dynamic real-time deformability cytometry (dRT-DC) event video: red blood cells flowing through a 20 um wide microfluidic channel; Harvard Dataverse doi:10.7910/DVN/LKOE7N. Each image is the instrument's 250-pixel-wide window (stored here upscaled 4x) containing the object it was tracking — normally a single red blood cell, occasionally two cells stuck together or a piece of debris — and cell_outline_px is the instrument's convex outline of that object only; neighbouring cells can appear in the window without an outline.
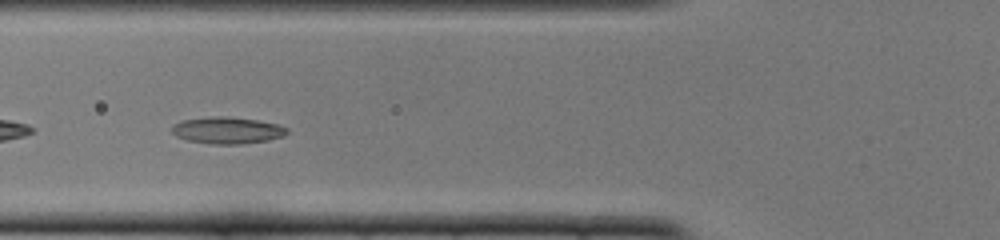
{"species": "common noctule bat (a hibernating species)", "species_latin": "Nyctalus noctula", "temperature_condition": "cold", "stored_images_in_passage": 47, "camera_frame_rate_fps": 3000, "um_per_image_px": 0.085, "animal": {"sex": "female", "body_mass_g": 22.0, "forearm_length_mm": 56.7}, "frame": {"image": 1, "passage_image": 15, "time_ms": 4.667, "image_size_px": [1000, 240], "cell_outline_px": [[288, 132], [284, 136], [268, 140], [244, 144], [208, 144], [188, 140], [176, 136], [172, 132], [172, 124], [180, 120], [208, 116], [228, 116], [256, 120], [276, 124], [288, 128]], "centroid_in_image_um": [19.29, 11.07], "position_along_channel_um": 106.5, "area_um2": 18.15}}
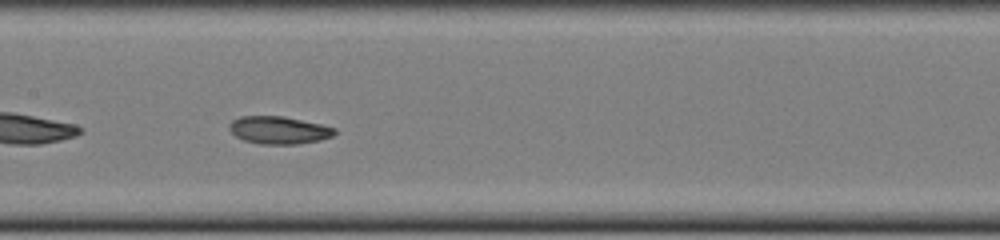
{"frame": {"image": 2, "passage_image": 21, "time_ms": 6.667, "image_size_px": [1000, 240], "cell_outline_px": [[336, 132], [332, 136], [320, 140], [296, 144], [260, 144], [244, 140], [236, 136], [228, 128], [228, 124], [232, 120], [240, 116], [284, 116], [320, 124], [336, 128]], "centroid_in_image_um": [23.68, 11.05], "position_along_channel_um": 183.7, "area_um2": 16.94}}
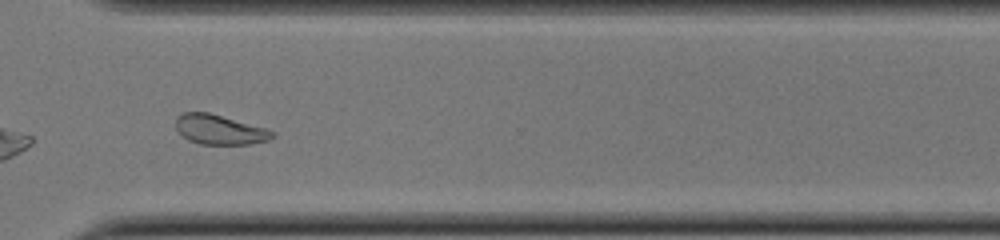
{"frame": {"image": 3, "passage_image": 34, "time_ms": 11.0, "image_size_px": [1000, 240], "cell_outline_px": [[276, 136], [268, 140], [248, 144], [200, 144], [188, 140], [176, 128], [176, 116], [184, 112], [208, 112], [268, 128], [276, 132]], "centroid_in_image_um": [18.7, 11.01], "position_along_channel_um": 351.9, "area_um2": 16.82}, "authors_computed_cell_mechanics": {"area_um2": 18.2648, "velocity_mm_per_s": 3.8661, "shape_relaxation_time_tau1_ms": 4.851, "shape_relaxation_time_tau2_ms": 4.824, "deformation_change_tau1": 0.1359, "deformation_change_tau2": 0.0948}}